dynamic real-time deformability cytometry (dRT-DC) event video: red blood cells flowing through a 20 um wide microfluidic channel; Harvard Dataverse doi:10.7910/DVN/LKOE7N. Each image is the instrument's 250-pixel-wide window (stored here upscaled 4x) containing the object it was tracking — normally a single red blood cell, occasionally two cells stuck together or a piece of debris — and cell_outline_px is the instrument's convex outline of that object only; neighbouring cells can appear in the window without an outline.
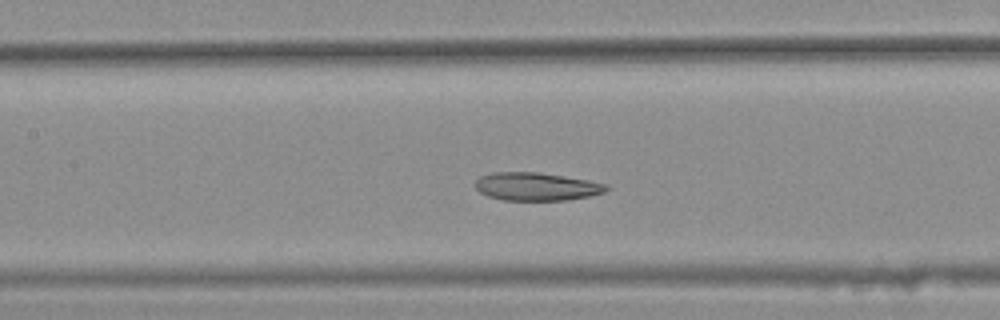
{"species": "common noctule bat (a hibernating species)", "species_latin": "Nyctalus noctula", "temperature_condition": "warm", "stored_images_in_passage": 42, "camera_frame_rate_fps": 3000, "um_per_image_px": 0.085, "animal": {"sex": "female", "body_mass_g": 25.1}, "frame": {"image": 1, "passage_image": 22, "time_ms": 7.0, "image_size_px": [1000, 320], "cell_outline_px": [[608, 188], [604, 192], [592, 196], [568, 200], [504, 200], [488, 196], [480, 192], [476, 188], [476, 180], [480, 176], [492, 172], [536, 172], [588, 180], [608, 184]], "centroid_in_image_um": [45.61, 15.86], "position_along_channel_um": 161.8, "area_um2": 21.39}}
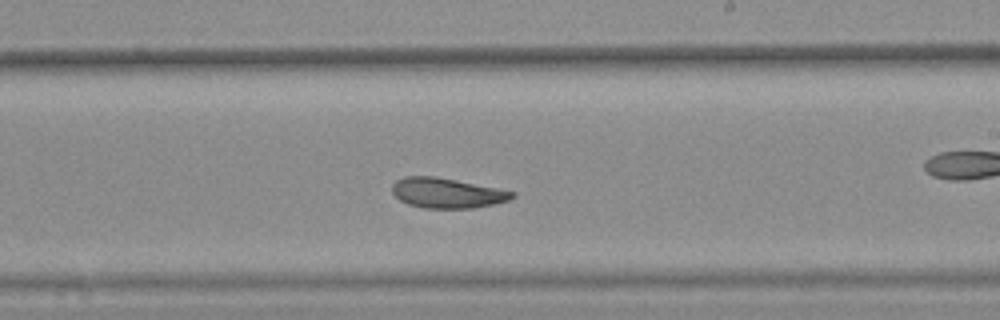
{"frame": {"image": 2, "passage_image": 29, "time_ms": 9.333, "image_size_px": [1000, 320], "cell_outline_px": [[516, 196], [508, 200], [492, 204], [472, 208], [424, 208], [408, 204], [400, 200], [392, 192], [392, 184], [396, 180], [404, 176], [436, 176], [516, 192]], "centroid_in_image_um": [37.96, 16.4], "position_along_channel_um": 251.0, "area_um2": 20.92}}
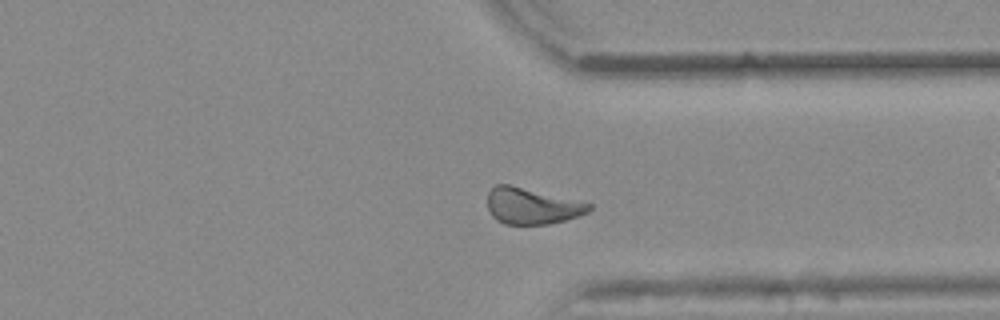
{"frame": {"image": 3, "passage_image": 38, "time_ms": 12.333, "image_size_px": [1000, 320], "cell_outline_px": [[592, 208], [588, 212], [564, 220], [548, 224], [504, 224], [496, 220], [492, 216], [488, 208], [488, 192], [496, 184], [508, 184], [592, 204]], "centroid_in_image_um": [45.17, 17.52], "position_along_channel_um": 366.2, "area_um2": 21.1}, "authors_computed_cell_mechanics": {"area_um2": 22.2819, "velocity_mm_per_s": 3.8356, "shape_relaxation_time_tau1_ms": null, "shape_relaxation_time_tau2_ms": 3.1268, "deformation_change_tau1": null, "deformation_change_tau2": 0.0941}}